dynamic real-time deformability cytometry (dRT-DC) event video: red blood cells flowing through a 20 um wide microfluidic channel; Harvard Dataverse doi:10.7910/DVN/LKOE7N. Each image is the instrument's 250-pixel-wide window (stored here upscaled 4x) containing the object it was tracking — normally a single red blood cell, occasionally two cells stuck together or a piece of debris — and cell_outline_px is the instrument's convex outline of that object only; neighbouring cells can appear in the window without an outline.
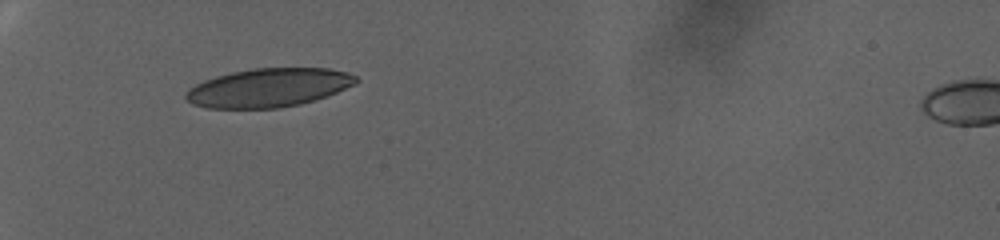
{"species": "human", "species_latin": "Homo sapiens", "temperature_condition": "warm", "stored_images_in_passage": 44, "camera_frame_rate_fps": 3000, "um_per_image_px": 0.085, "donor": {"sex": "female"}, "frame": {"image": 1, "passage_image": 1, "time_ms": 0.0, "image_size_px": [1000, 240], "cell_outline_px": [[360, 80], [356, 84], [316, 100], [300, 104], [280, 108], [208, 108], [192, 104], [184, 96], [188, 88], [204, 80], [216, 76], [232, 72], [252, 68], [328, 68], [348, 72], [356, 76]], "centroid_in_image_um": [22.84, 7.45], "position_along_channel_um": 62.2, "area_um2": 38.49}}
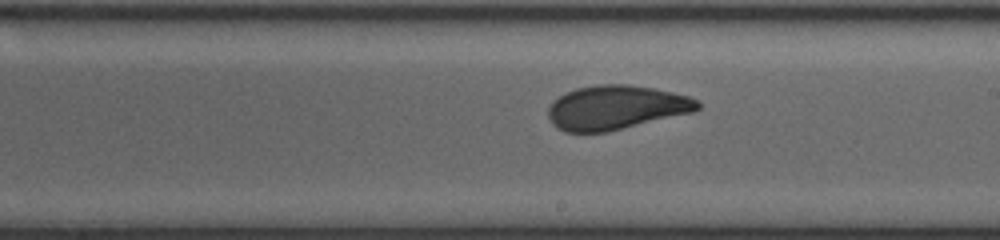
{"frame": {"image": 2, "passage_image": 19, "time_ms": 6.0, "image_size_px": [1000, 240], "cell_outline_px": [[700, 108], [692, 112], [608, 132], [564, 132], [556, 128], [552, 124], [548, 116], [548, 108], [552, 100], [576, 88], [596, 84], [628, 84], [656, 88], [688, 96], [700, 100]], "centroid_in_image_um": [52.35, 9.13], "position_along_channel_um": 236.7, "area_um2": 38.67}}
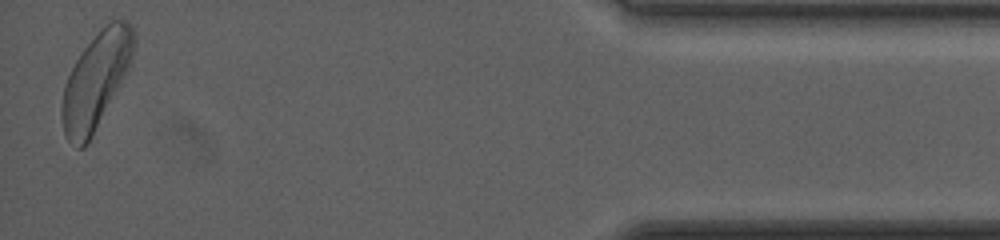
{"frame": {"image": 3, "passage_image": 43, "time_ms": 14.0, "image_size_px": [1000, 240], "cell_outline_px": [[136, 44], [132, 60], [120, 84], [88, 144], [84, 148], [76, 148], [68, 140], [64, 132], [60, 112], [60, 108], [64, 84], [80, 52], [100, 28], [112, 20], [128, 20], [132, 24], [136, 36]], "centroid_in_image_um": [8.16, 6.81], "position_along_channel_um": 427.0, "area_um2": 40.34}, "authors_computed_cell_mechanics": {"area_um2": 38.4659, "velocity_mm_per_s": 2.5147, "shape_relaxation_time_tau1_ms": 5.925, "shape_relaxation_time_tau2_ms": 1.4108, "deformation_change_tau1": 0.1715, "deformation_change_tau2": 0.0678}}